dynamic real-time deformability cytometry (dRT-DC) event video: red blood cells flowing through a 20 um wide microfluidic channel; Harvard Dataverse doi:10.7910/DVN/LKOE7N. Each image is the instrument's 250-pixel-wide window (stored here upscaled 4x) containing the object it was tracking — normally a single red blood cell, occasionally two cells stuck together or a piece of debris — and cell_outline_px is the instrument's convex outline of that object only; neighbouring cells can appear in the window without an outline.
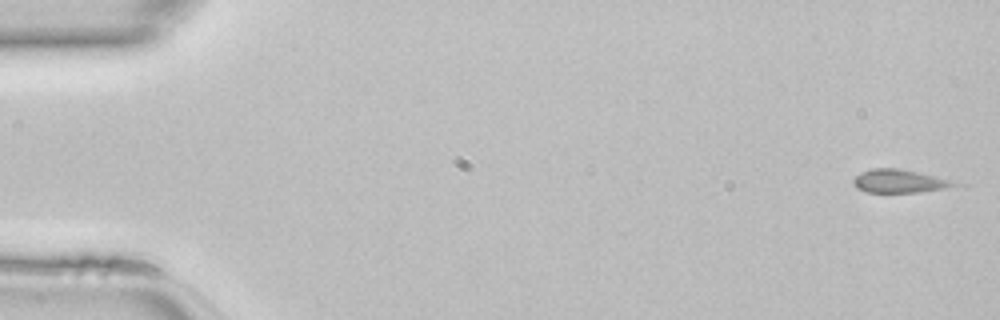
{"species": "common noctule bat (a hibernating species)", "species_latin": "Nyctalus noctula", "temperature_condition": "room temperature", "stored_images_in_passage": 46, "camera_frame_rate_fps": 3000, "um_per_image_px": 0.085, "animal": {"sex": "female", "body_mass_g": 22.7, "forearm_length_mm": 54.2}, "frame": {"image": 1, "passage_image": 1, "time_ms": 0.0, "image_size_px": [1000, 320], "cell_outline_px": [[968, 184], [944, 188], [916, 192], [868, 192], [856, 188], [852, 180], [860, 172], [872, 168], [896, 168], [916, 172]], "centroid_in_image_um": [76.45, 15.4], "position_along_channel_um": 8.6, "area_um2": 13.58}}
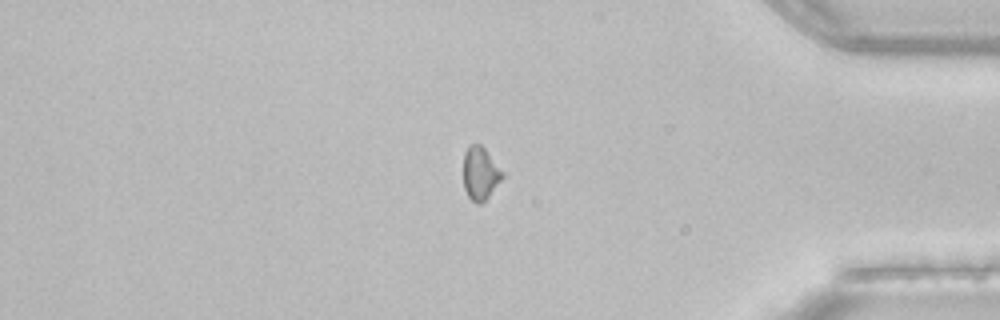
{"frame": {"image": 2, "passage_image": 39, "time_ms": 12.667, "image_size_px": [1000, 320], "cell_outline_px": [[504, 176], [488, 196], [480, 204], [476, 204], [468, 196], [464, 188], [464, 152], [468, 144], [480, 144], [484, 148], [504, 172]], "centroid_in_image_um": [40.82, 14.72], "position_along_channel_um": 394.4, "area_um2": 11.96}}
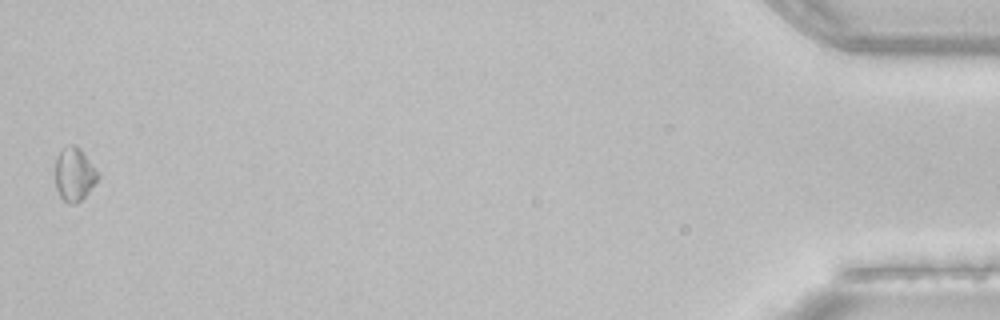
{"frame": {"image": 3, "passage_image": 46, "time_ms": 15.0, "image_size_px": [1000, 320], "cell_outline_px": [[100, 176], [88, 192], [76, 204], [68, 204], [60, 196], [56, 188], [56, 156], [64, 148], [72, 144], [76, 144], [84, 152], [100, 172]], "centroid_in_image_um": [6.35, 14.8], "position_along_channel_um": 428.9, "area_um2": 13.35}}